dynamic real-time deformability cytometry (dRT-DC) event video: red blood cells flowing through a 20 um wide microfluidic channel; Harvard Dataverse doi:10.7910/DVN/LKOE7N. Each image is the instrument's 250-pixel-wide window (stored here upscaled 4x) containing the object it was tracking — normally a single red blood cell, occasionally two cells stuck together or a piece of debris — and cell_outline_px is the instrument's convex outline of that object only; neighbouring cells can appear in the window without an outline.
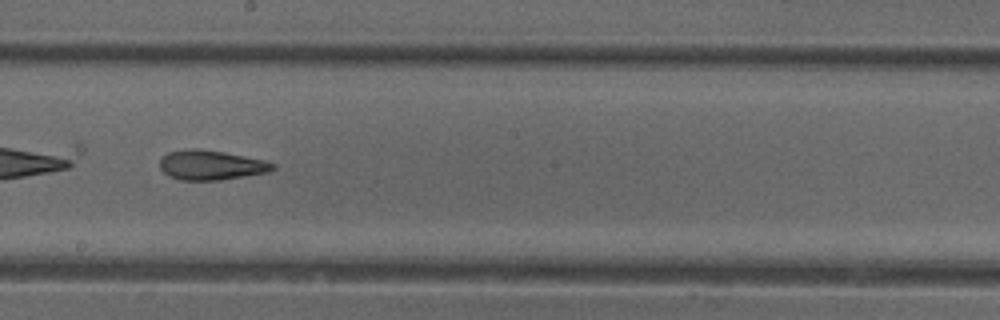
{"species": "common noctule bat (a hibernating species)", "species_latin": "Nyctalus noctula", "temperature_condition": "cold", "stored_images_in_passage": 32, "camera_frame_rate_fps": 3000, "um_per_image_px": 0.085, "animal": {"sex": "female"}, "frame": {"image": 1, "passage_image": 23, "time_ms": 7.333, "image_size_px": [1000, 320], "cell_outline_px": [[276, 168], [268, 172], [220, 180], [180, 180], [168, 176], [160, 168], [160, 160], [168, 152], [192, 148], [200, 148], [224, 152], [264, 160], [276, 164]], "centroid_in_image_um": [17.94, 14.03], "position_along_channel_um": 230.3, "area_um2": 19.54}}